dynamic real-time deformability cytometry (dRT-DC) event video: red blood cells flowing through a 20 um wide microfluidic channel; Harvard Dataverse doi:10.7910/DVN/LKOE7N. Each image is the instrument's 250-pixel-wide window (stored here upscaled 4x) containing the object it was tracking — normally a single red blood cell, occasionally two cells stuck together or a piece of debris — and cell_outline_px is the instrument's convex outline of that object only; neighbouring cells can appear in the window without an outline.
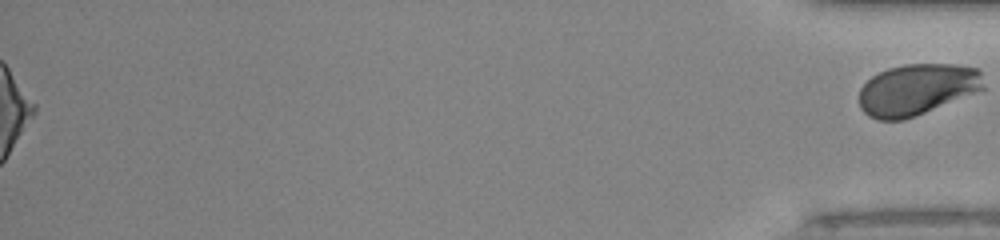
{"species": "human", "species_latin": "Homo sapiens", "temperature_condition": "room temperature", "stored_images_in_passage": 48, "segment_of_instrument_passage": [2, 2], "camera_frame_rate_fps": 3000, "um_per_image_px": 0.085, "donor": {"sex": "male"}, "frame": {"image": 1, "passage_image": 48, "time_ms": 15.667, "image_size_px": [1000, 240], "cell_outline_px": [[984, 88], [904, 120], [876, 120], [868, 116], [860, 108], [860, 88], [872, 76], [888, 68], [904, 64], [956, 64], [980, 68]], "centroid_in_image_um": [77.91, 7.59], "position_along_channel_um": 357.3, "area_um2": 36.88}}